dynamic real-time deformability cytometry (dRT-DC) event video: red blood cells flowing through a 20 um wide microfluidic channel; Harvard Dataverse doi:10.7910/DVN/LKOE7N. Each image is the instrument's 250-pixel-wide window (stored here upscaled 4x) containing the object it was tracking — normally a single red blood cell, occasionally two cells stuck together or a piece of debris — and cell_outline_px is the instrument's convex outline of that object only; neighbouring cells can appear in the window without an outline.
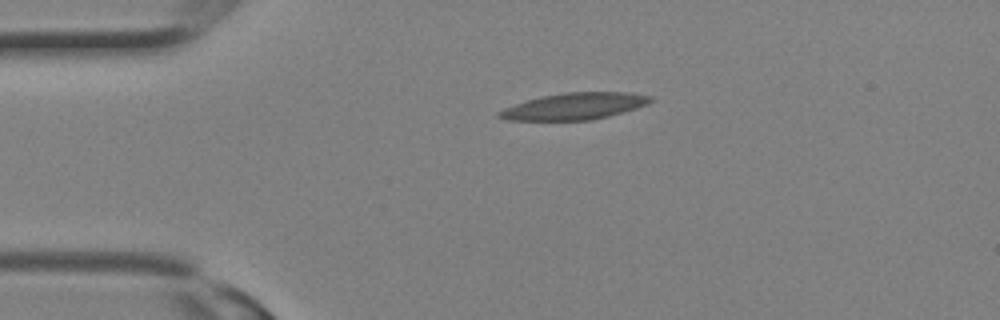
{"species": "Egyptian fruit bat (a non-hibernating species)", "species_latin": "Rousettus aegyptiacus", "temperature_condition": "room temperature", "stored_images_in_passage": 7, "camera_frame_rate_fps": 3000, "um_per_image_px": 0.085, "animal": {"sex": "female"}, "frame": {"image": 1, "passage_image": 1, "time_ms": 0.0, "image_size_px": [1000, 320], "cell_outline_px": [[656, 100], [648, 104], [636, 108], [608, 116], [592, 120], [508, 120], [496, 116], [496, 112], [504, 108], [540, 96], [564, 92], [628, 92], [652, 96]], "centroid_in_image_um": [48.85, 9.02], "position_along_channel_um": 36.1, "area_um2": 23.58}}
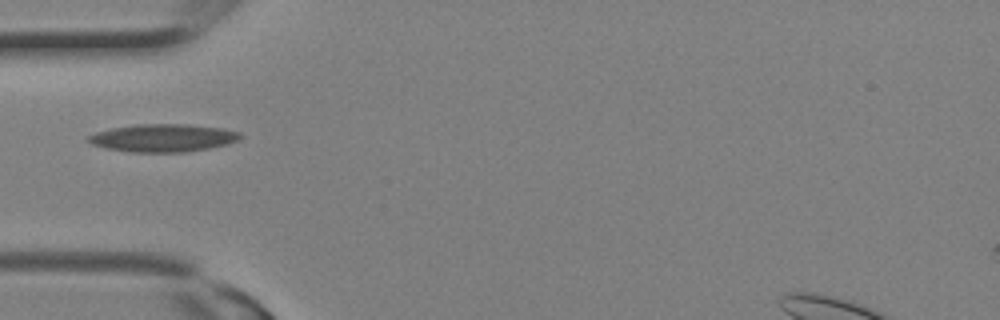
{"frame": {"image": 2, "passage_image": 4, "time_ms": 1.0, "image_size_px": [1000, 320], "cell_outline_px": [[244, 136], [236, 140], [224, 144], [208, 148], [184, 152], [128, 152], [104, 148], [92, 144], [84, 140], [88, 136], [96, 132], [112, 128], [136, 124], [184, 124], [224, 128], [240, 132]], "centroid_in_image_um": [13.81, 11.72], "position_along_channel_um": 71.2, "area_um2": 24.62}}
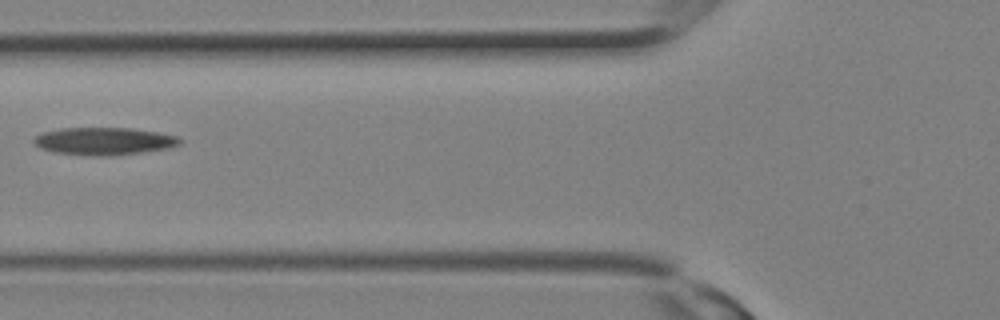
{"frame": {"image": 3, "passage_image": 6, "time_ms": 1.667, "image_size_px": [1000, 320], "cell_outline_px": [[184, 140], [180, 144], [168, 148], [144, 152], [108, 156], [88, 156], [56, 152], [40, 148], [32, 140], [36, 136], [44, 132], [60, 128], [132, 128], [160, 132], [180, 136]], "centroid_in_image_um": [8.91, 12.0], "position_along_channel_um": 116.9, "area_um2": 23.64}}